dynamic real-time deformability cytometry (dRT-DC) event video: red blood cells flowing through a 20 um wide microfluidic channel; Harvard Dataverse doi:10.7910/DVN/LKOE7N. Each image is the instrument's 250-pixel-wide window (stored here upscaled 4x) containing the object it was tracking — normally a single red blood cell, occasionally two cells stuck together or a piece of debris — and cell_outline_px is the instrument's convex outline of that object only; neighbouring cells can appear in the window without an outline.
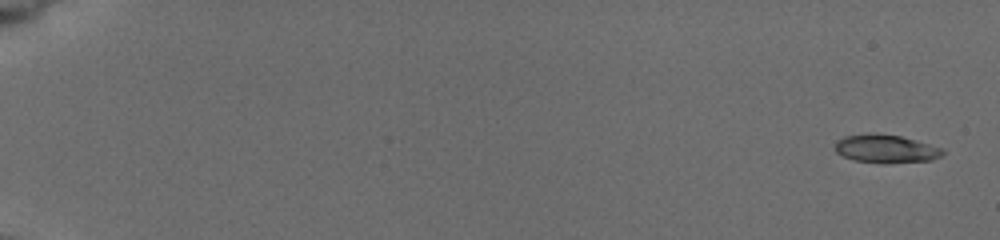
{"species": "common noctule bat (a hibernating species)", "species_latin": "Nyctalus noctula", "temperature_condition": "cold", "stored_images_in_passage": 16, "camera_frame_rate_fps": 3000, "um_per_image_px": 0.085, "animal": {"sex": "female", "body_mass_g": 19.5, "forearm_length_mm": 54.1}, "frame": {"image": 1, "passage_image": 1, "time_ms": 0.0, "image_size_px": [1000, 240], "cell_outline_px": [[944, 152], [940, 156], [932, 160], [884, 164], [880, 164], [852, 160], [836, 152], [832, 148], [836, 140], [844, 136], [868, 132], [876, 132], [900, 136], [916, 140], [944, 148]], "centroid_in_image_um": [75.24, 12.64], "position_along_channel_um": 9.8, "area_um2": 18.32}}
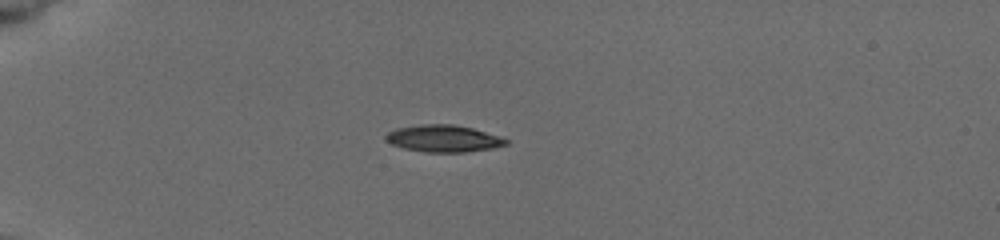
{"frame": {"image": 2, "passage_image": 12, "time_ms": 5.0, "image_size_px": [1000, 240], "cell_outline_px": [[508, 144], [492, 148], [464, 152], [424, 152], [404, 148], [392, 144], [384, 140], [384, 136], [388, 132], [396, 128], [420, 124], [452, 124], [472, 128], [500, 136], [508, 140]], "centroid_in_image_um": [37.67, 11.77], "position_along_channel_um": 47.3, "area_um2": 18.9}}
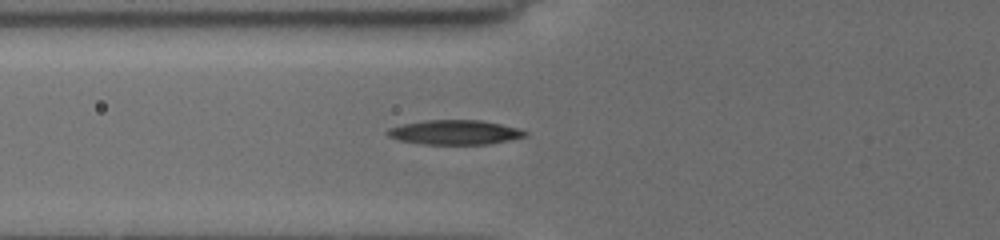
{"frame": {"image": 3, "passage_image": 16, "time_ms": 7.0, "image_size_px": [1000, 240], "cell_outline_px": [[528, 136], [488, 144], [420, 144], [400, 140], [388, 136], [384, 132], [388, 128], [404, 124], [424, 120], [480, 120], [520, 128], [528, 132]], "centroid_in_image_um": [38.66, 11.24], "position_along_channel_um": 87.1, "area_um2": 19.71}}